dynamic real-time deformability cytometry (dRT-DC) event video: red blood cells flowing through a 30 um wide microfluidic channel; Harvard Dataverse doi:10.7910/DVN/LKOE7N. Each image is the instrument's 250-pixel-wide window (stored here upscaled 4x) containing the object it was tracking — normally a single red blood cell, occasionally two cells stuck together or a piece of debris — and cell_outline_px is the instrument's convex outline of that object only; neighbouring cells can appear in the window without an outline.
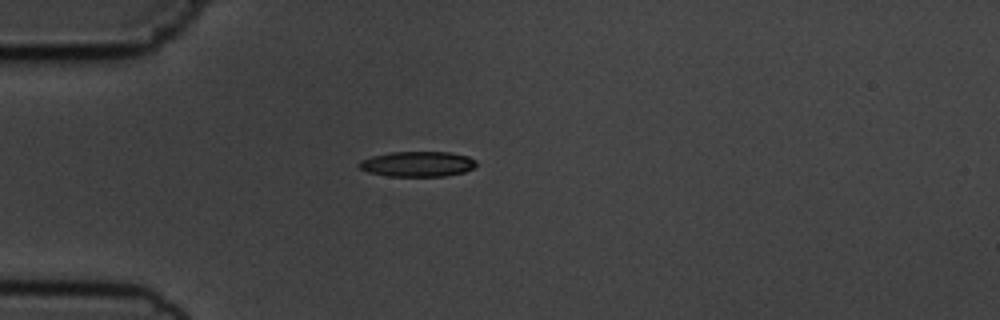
{"species": "common noctule bat (a hibernating species)", "species_latin": "Nyctalus noctula", "temperature_condition": "cold", "stored_images_in_passage": 1, "camera_frame_rate_fps": 3000, "um_per_image_px": 0.085, "animal": {"sex": "male", "body_mass_g": 19.5, "forearm_length_mm": 54.6}, "frame": {"image": 1, "passage_image": 1, "time_ms": 0.0, "image_size_px": [1000, 320], "cell_outline_px": [[476, 164], [472, 168], [464, 172], [444, 176], [388, 176], [368, 172], [360, 168], [356, 164], [360, 160], [372, 156], [388, 152], [448, 152], [468, 156], [476, 160]], "centroid_in_image_um": [35.46, 13.93], "position_along_channel_um": 49.5, "area_um2": 17.28}}